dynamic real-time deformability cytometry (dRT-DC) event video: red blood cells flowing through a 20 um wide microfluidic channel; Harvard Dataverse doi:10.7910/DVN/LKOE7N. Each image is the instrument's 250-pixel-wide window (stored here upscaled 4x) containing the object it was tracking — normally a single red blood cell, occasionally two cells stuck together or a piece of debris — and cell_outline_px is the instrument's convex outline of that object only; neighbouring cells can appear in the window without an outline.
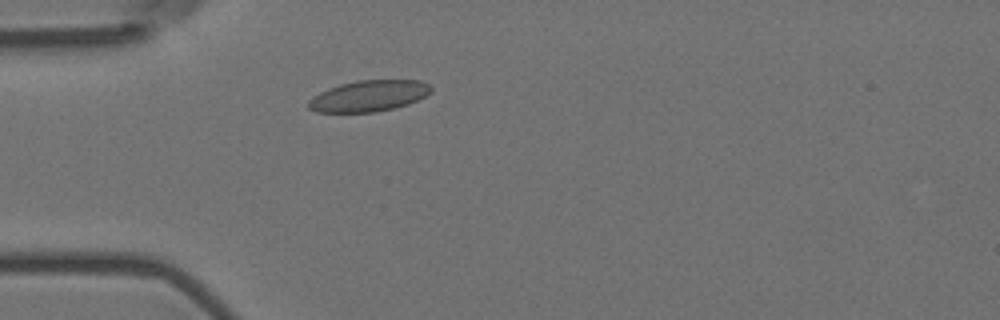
{"species": "Egyptian fruit bat (a non-hibernating species)", "species_latin": "Rousettus aegyptiacus", "temperature_condition": "room temperature", "stored_images_in_passage": 3, "camera_frame_rate_fps": 3000, "um_per_image_px": 0.085, "animal": {"sex": "female"}, "frame": {"image": 1, "passage_image": 3, "time_ms": 0.667, "image_size_px": [1000, 320], "cell_outline_px": [[432, 92], [408, 104], [376, 112], [316, 112], [308, 108], [308, 100], [312, 96], [328, 88], [340, 84], [356, 80], [420, 80], [428, 84], [432, 88]], "centroid_in_image_um": [31.32, 8.15], "position_along_channel_um": 53.7, "area_um2": 22.25}}